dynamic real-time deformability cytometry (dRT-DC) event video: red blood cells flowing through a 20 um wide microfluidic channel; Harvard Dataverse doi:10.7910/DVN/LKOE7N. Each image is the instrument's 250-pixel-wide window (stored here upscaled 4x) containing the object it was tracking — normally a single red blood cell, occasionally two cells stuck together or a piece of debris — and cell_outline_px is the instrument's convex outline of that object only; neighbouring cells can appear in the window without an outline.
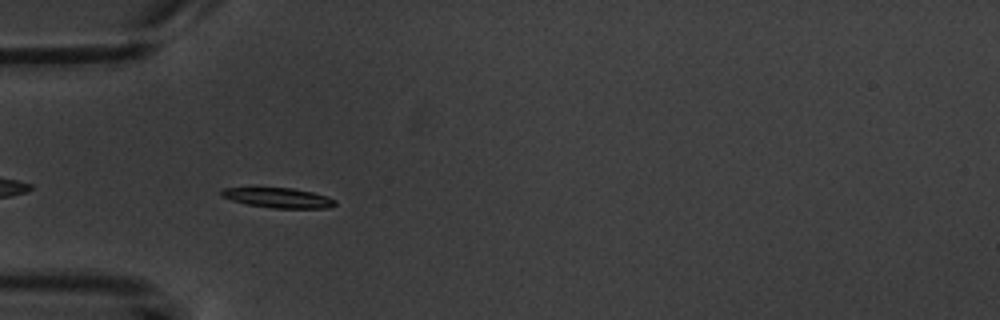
{"species": "common noctule bat (a hibernating species)", "species_latin": "Nyctalus noctula", "temperature_condition": "warm", "stored_images_in_passage": 9, "camera_frame_rate_fps": 3000, "um_per_image_px": 0.085, "animal": {"sex": "male", "body_mass_g": 20.1, "forearm_length_mm": 53.5}, "frame": {"image": 1, "passage_image": 6, "time_ms": 6.0, "image_size_px": [1000, 320], "cell_outline_px": [[336, 204], [332, 208], [272, 208], [248, 204], [232, 200], [220, 196], [220, 192], [224, 188], [292, 188], [312, 192], [328, 196], [336, 200]], "centroid_in_image_um": [23.7, 16.82], "position_along_channel_um": 61.3, "area_um2": 13.18}}
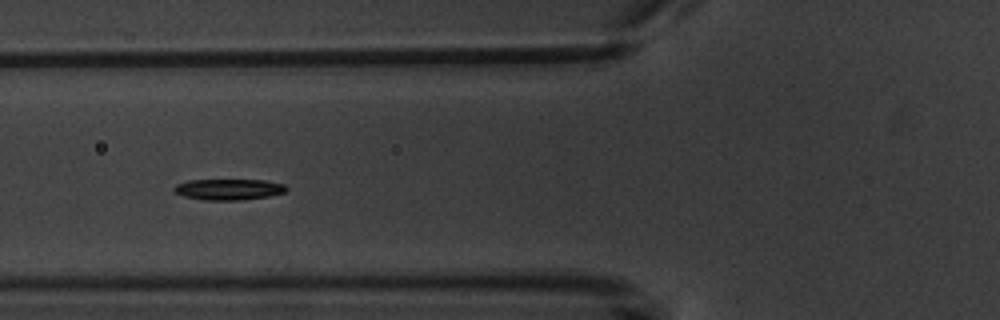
{"frame": {"image": 2, "passage_image": 7, "time_ms": 7.333, "image_size_px": [1000, 320], "cell_outline_px": [[288, 188], [284, 192], [268, 196], [244, 200], [204, 200], [184, 196], [176, 192], [172, 188], [176, 184], [188, 180], [264, 180], [284, 184]], "centroid_in_image_um": [19.43, 16.09], "position_along_channel_um": 106.4, "area_um2": 13.7}}
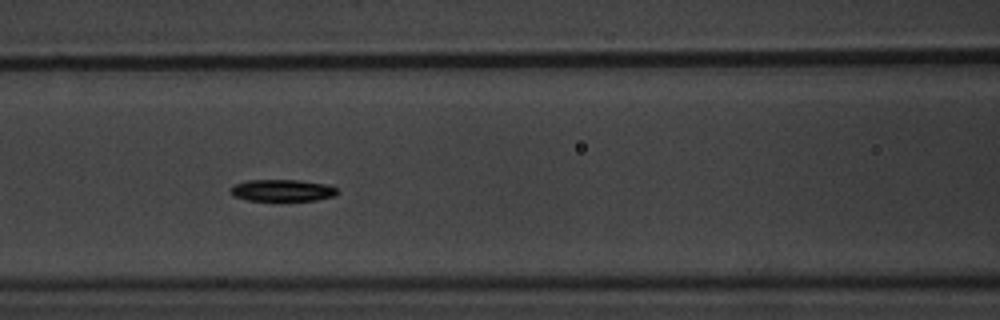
{"frame": {"image": 3, "passage_image": 8, "time_ms": 8.333, "image_size_px": [1000, 320], "cell_outline_px": [[340, 192], [332, 196], [316, 200], [248, 200], [232, 196], [228, 192], [232, 184], [248, 180], [296, 180], [328, 184], [336, 188]], "centroid_in_image_um": [23.94, 16.17], "position_along_channel_um": 142.7, "area_um2": 13.64}}